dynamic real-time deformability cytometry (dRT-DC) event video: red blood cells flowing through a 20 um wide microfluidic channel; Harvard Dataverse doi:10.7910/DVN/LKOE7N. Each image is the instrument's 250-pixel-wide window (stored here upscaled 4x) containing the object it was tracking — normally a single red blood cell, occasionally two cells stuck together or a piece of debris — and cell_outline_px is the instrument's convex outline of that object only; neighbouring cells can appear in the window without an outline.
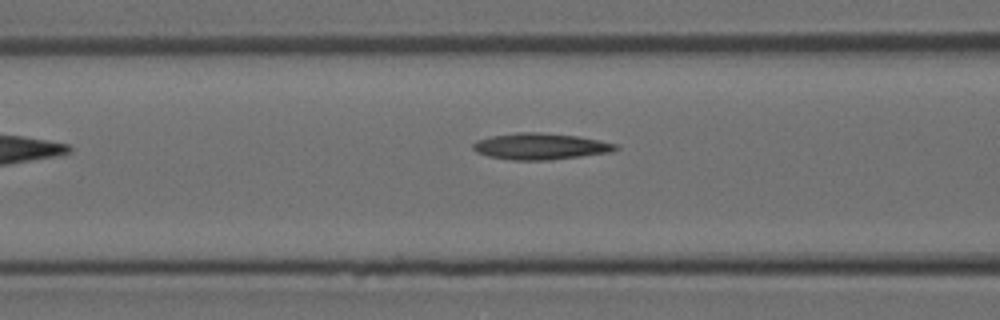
{"species": "Egyptian fruit bat (a non-hibernating species)", "species_latin": "Rousettus aegyptiacus", "temperature_condition": "room temperature", "stored_images_in_passage": 3, "camera_frame_rate_fps": 3000, "um_per_image_px": 0.085, "animal": {"sex": "female"}, "frame": {"image": 1, "passage_image": 3, "time_ms": 0.667, "image_size_px": [1000, 320], "cell_outline_px": [[620, 148], [612, 152], [548, 160], [508, 160], [488, 156], [476, 152], [472, 148], [472, 144], [476, 140], [492, 136], [516, 132], [536, 132], [576, 136], [600, 140], [620, 144]], "centroid_in_image_um": [45.94, 12.44], "position_along_channel_um": 120.7, "area_um2": 22.02}}